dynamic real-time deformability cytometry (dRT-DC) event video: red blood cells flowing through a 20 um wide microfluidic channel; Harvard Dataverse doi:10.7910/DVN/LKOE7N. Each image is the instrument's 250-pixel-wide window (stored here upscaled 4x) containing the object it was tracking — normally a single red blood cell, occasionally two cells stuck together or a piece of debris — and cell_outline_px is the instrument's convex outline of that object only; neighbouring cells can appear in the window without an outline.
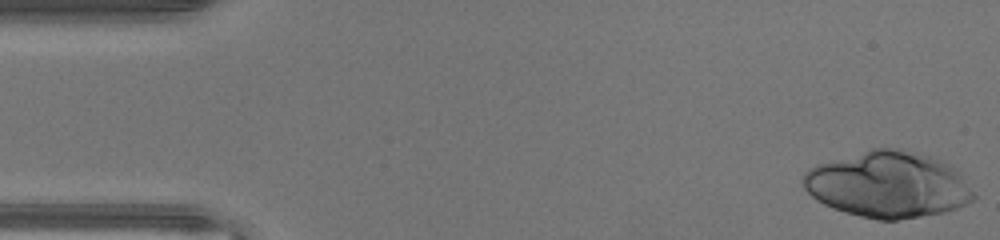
{"species": "human", "species_latin": "Homo sapiens", "temperature_condition": "warm", "stored_images_in_passage": 16, "camera_frame_rate_fps": 3000, "um_per_image_px": 0.085, "donor": {"sex": "male"}, "frame": {"image": 1, "passage_image": 1, "time_ms": 0.0, "image_size_px": [1000, 240], "cell_outline_px": [[976, 196], [972, 200], [956, 208], [944, 212], [896, 220], [880, 220], [860, 216], [844, 212], [832, 208], [816, 200], [804, 188], [800, 180], [804, 172], [808, 168], [816, 164], [872, 148], [904, 148], [932, 156], [952, 164], [960, 172]], "centroid_in_image_um": [75.47, 15.67], "position_along_channel_um": 9.5, "area_um2": 66.24}}
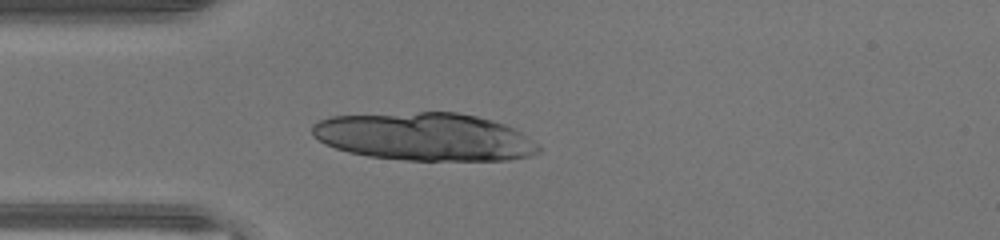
{"frame": {"image": 2, "passage_image": 12, "time_ms": 3.667, "image_size_px": [1000, 240], "cell_outline_px": [[544, 148], [540, 152], [528, 156], [508, 160], [404, 160], [368, 156], [348, 152], [324, 144], [312, 136], [312, 124], [320, 120], [332, 116], [420, 112], [456, 112], [476, 116], [492, 120], [504, 124], [520, 132], [540, 144]], "centroid_in_image_um": [36.1, 11.63], "position_along_channel_um": 48.9, "area_um2": 63.35}}